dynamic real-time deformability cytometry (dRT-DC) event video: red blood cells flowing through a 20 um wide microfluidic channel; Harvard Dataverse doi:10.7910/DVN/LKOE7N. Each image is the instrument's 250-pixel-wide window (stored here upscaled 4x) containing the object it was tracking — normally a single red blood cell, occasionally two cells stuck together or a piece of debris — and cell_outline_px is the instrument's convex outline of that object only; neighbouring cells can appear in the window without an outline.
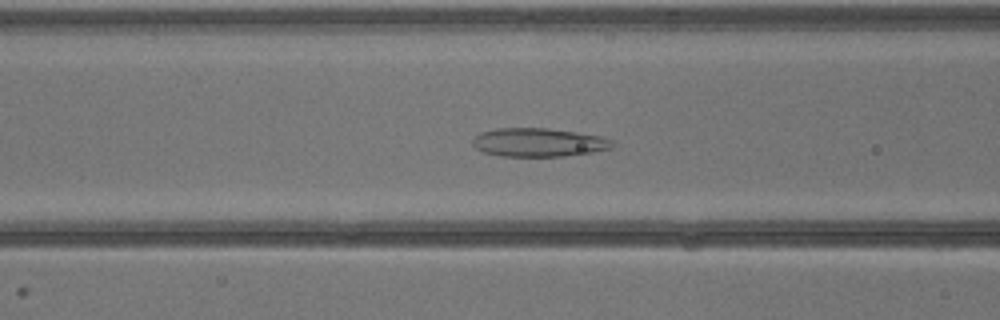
{"species": "common noctule bat (a hibernating species)", "species_latin": "Nyctalus noctula", "temperature_condition": "warm", "stored_images_in_passage": 6, "camera_frame_rate_fps": 3000, "um_per_image_px": 0.085, "animal": {"sex": "male", "body_mass_g": 13.3}, "frame": {"image": 1, "passage_image": 4, "time_ms": 4.333, "image_size_px": [1000, 320], "cell_outline_px": [[612, 148], [592, 152], [564, 156], [500, 156], [484, 152], [476, 148], [472, 144], [472, 140], [480, 132], [496, 128], [548, 128], [604, 136], [612, 140]], "centroid_in_image_um": [45.78, 12.1], "position_along_channel_um": 120.8, "area_um2": 23.29}}